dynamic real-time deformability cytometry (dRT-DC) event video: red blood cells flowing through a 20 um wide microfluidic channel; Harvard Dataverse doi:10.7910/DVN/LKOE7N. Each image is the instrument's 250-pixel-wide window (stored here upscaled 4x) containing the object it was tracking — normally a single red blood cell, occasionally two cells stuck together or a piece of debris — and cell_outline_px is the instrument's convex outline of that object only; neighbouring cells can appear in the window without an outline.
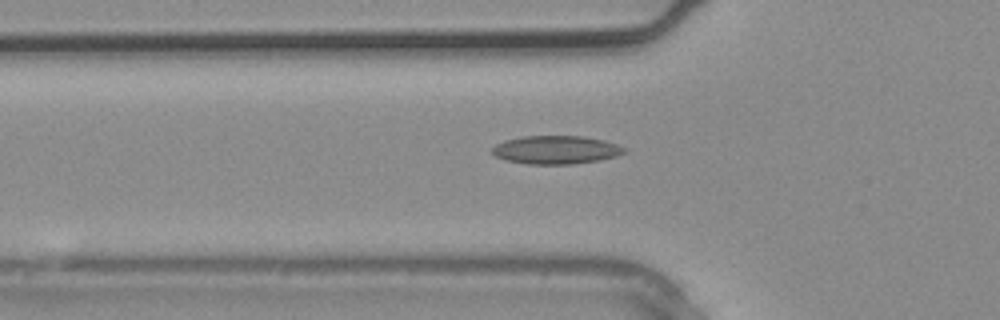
{"species": "common noctule bat (a hibernating species)", "species_latin": "Nyctalus noctula", "temperature_condition": "warm", "stored_images_in_passage": 2, "camera_frame_rate_fps": 3000, "um_per_image_px": 0.085, "animal": {"sex": "male", "body_mass_g": 20.4}, "frame": {"image": 1, "passage_image": 2, "time_ms": 0.333, "image_size_px": [1000, 320], "cell_outline_px": [[628, 152], [616, 156], [600, 160], [572, 164], [528, 164], [504, 160], [496, 156], [492, 152], [492, 148], [496, 144], [504, 140], [524, 136], [584, 136], [604, 140], [628, 148]], "centroid_in_image_um": [47.29, 12.73], "position_along_channel_um": 78.5, "area_um2": 21.96}}